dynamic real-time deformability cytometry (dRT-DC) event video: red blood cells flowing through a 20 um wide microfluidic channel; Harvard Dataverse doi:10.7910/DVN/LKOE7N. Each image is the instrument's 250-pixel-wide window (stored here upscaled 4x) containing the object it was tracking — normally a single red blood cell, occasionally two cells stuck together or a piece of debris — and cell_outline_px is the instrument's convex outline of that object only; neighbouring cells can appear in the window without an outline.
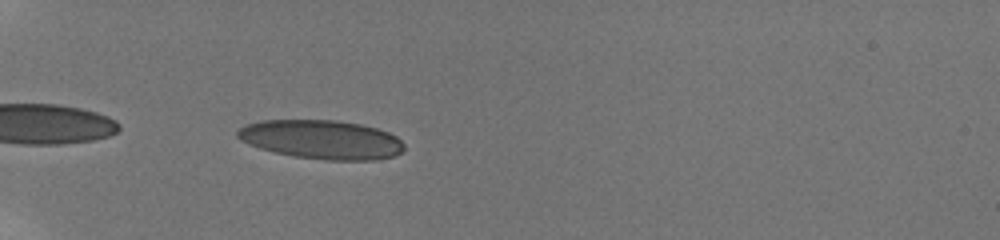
{"species": "human", "species_latin": "Homo sapiens", "temperature_condition": "room temperature", "stored_images_in_passage": 35, "camera_frame_rate_fps": 3000, "um_per_image_px": 0.085, "donor": {"sex": "male"}, "frame": {"image": 1, "passage_image": 2, "time_ms": 0.333, "image_size_px": [1000, 240], "cell_outline_px": [[404, 148], [396, 156], [376, 160], [324, 160], [296, 156], [276, 152], [260, 148], [240, 140], [236, 136], [236, 132], [240, 128], [248, 124], [264, 120], [336, 120], [360, 124], [376, 128], [388, 132], [396, 136], [404, 144]], "centroid_in_image_um": [27.36, 11.86], "position_along_channel_um": 57.6, "area_um2": 37.69}}
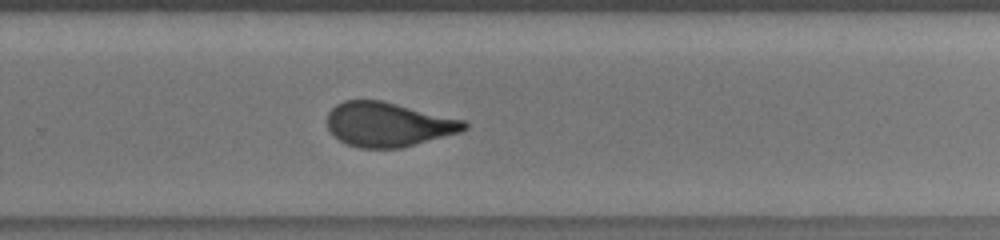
{"frame": {"image": 2, "passage_image": 23, "time_ms": 7.333, "image_size_px": [1000, 240], "cell_outline_px": [[468, 128], [460, 132], [400, 148], [360, 148], [348, 144], [332, 136], [328, 128], [328, 112], [336, 104], [344, 100], [380, 100], [464, 120], [468, 124]], "centroid_in_image_um": [32.97, 10.58], "position_along_channel_um": 296.8, "area_um2": 35.2}}
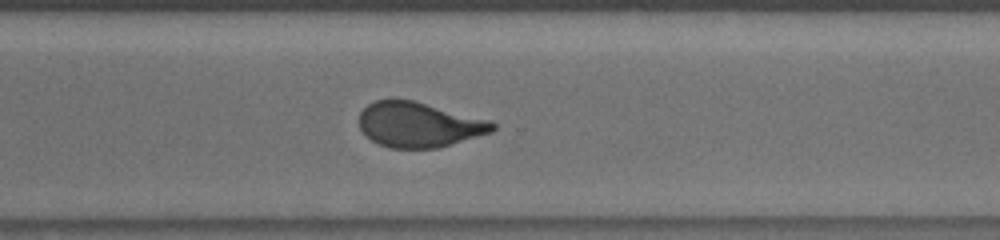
{"frame": {"image": 3, "passage_image": 26, "time_ms": 8.333, "image_size_px": [1000, 240], "cell_outline_px": [[496, 128], [492, 132], [440, 148], [388, 148], [372, 140], [360, 128], [360, 112], [368, 104], [376, 100], [412, 100], [492, 120], [496, 124]], "centroid_in_image_um": [35.66, 10.6], "position_along_channel_um": 334.9, "area_um2": 34.97}, "authors_computed_cell_mechanics": {"area_um2": 36.125, "velocity_mm_per_s": 3.8198, "shape_relaxation_time_tau1_ms": 5.7302, "shape_relaxation_time_tau2_ms": 0.9613, "deformation_change_tau1": 0.1766, "deformation_change_tau2": 0.0832}}